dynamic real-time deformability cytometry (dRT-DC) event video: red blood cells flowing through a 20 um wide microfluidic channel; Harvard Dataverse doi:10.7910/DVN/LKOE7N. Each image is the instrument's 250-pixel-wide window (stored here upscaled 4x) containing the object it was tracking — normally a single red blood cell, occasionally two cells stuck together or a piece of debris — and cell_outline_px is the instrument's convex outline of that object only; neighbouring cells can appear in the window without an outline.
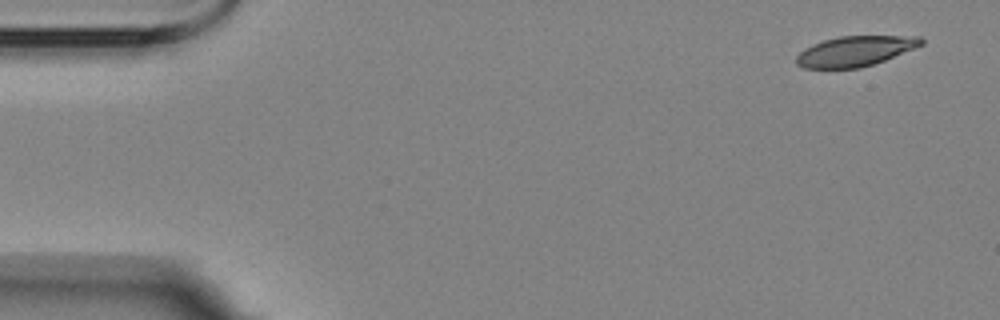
{"species": "Egyptian fruit bat (a non-hibernating species)", "species_latin": "Rousettus aegyptiacus", "temperature_condition": "room temperature", "stored_images_in_passage": 4, "camera_frame_rate_fps": 3000, "um_per_image_px": 0.085, "animal": {"sex": "female"}, "frame": {"image": 1, "passage_image": 1, "time_ms": 0.0, "image_size_px": [1000, 320], "cell_outline_px": [[924, 44], [884, 60], [860, 68], [804, 68], [796, 64], [796, 56], [804, 48], [812, 44], [824, 40], [840, 36], [920, 36], [924, 40]], "centroid_in_image_um": [72.67, 4.34], "position_along_channel_um": 12.3, "area_um2": 21.85}}